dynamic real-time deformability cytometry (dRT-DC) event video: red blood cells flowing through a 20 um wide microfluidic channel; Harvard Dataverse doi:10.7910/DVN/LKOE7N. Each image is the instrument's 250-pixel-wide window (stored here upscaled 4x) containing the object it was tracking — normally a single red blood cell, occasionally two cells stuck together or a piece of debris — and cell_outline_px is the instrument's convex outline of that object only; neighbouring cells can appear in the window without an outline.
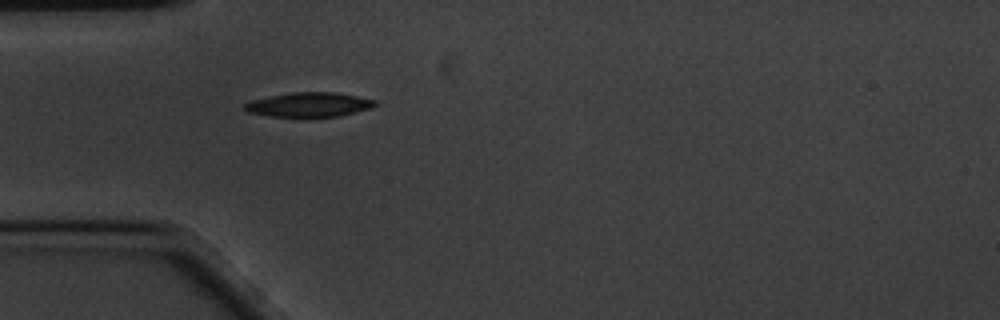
{"species": "common noctule bat (a hibernating species)", "species_latin": "Nyctalus noctula", "temperature_condition": "cold", "stored_images_in_passage": 34, "camera_frame_rate_fps": 3000, "um_per_image_px": 0.085, "animal": {"sex": "male", "body_mass_g": 20.1, "forearm_length_mm": 53.5}, "frame": {"image": 1, "passage_image": 1, "time_ms": 0.0, "image_size_px": [1000, 320], "cell_outline_px": [[380, 104], [356, 112], [340, 116], [268, 116], [248, 112], [240, 108], [244, 104], [252, 100], [292, 92], [336, 92], [376, 100]], "centroid_in_image_um": [26.26, 8.89], "position_along_channel_um": 58.7, "area_um2": 18.44}}
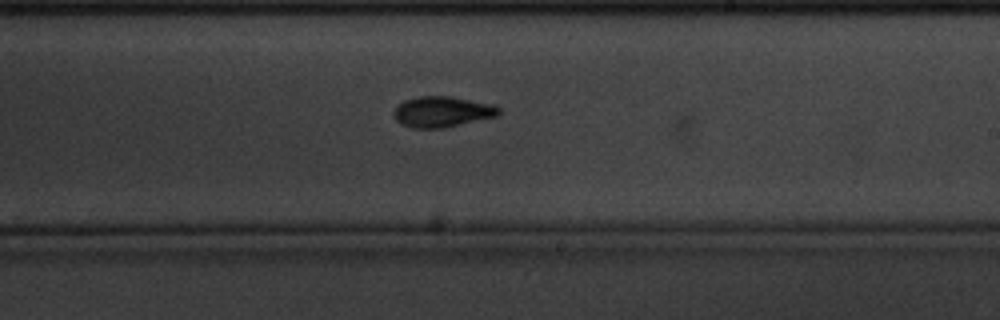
{"frame": {"image": 2, "passage_image": 18, "time_ms": 5.667, "image_size_px": [1000, 320], "cell_outline_px": [[500, 112], [496, 116], [444, 128], [412, 128], [400, 124], [396, 120], [392, 112], [404, 100], [420, 96], [448, 96], [496, 104], [500, 108]], "centroid_in_image_um": [37.58, 9.5], "position_along_channel_um": 251.4, "area_um2": 18.84}}
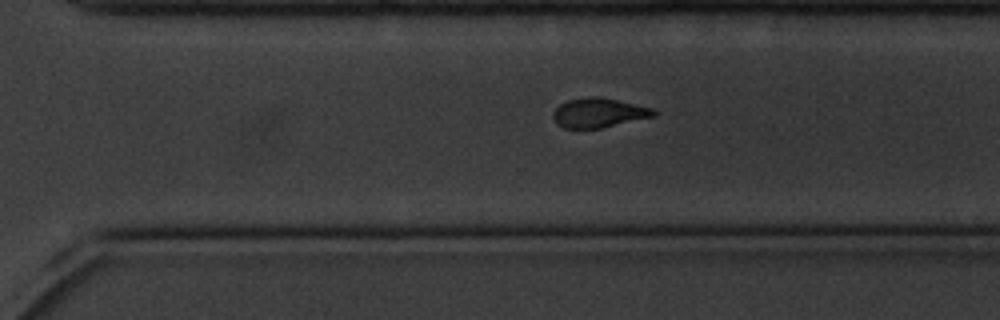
{"frame": {"image": 3, "passage_image": 24, "time_ms": 7.667, "image_size_px": [1000, 320], "cell_outline_px": [[660, 112], [656, 116], [600, 128], [564, 128], [556, 124], [552, 116], [552, 112], [560, 104], [568, 100], [592, 96], [596, 96], [656, 108]], "centroid_in_image_um": [50.93, 9.59], "position_along_channel_um": 319.7, "area_um2": 17.4}, "authors_computed_cell_mechanics": {"area_um2": 18.6405, "velocity_mm_per_s": 3.4378, "shape_relaxation_time_tau1_ms": 2.7764, "shape_relaxation_time_tau2_ms": 5.8094, "deformation_change_tau1": 0.1283, "deformation_change_tau2": 0.1221}}